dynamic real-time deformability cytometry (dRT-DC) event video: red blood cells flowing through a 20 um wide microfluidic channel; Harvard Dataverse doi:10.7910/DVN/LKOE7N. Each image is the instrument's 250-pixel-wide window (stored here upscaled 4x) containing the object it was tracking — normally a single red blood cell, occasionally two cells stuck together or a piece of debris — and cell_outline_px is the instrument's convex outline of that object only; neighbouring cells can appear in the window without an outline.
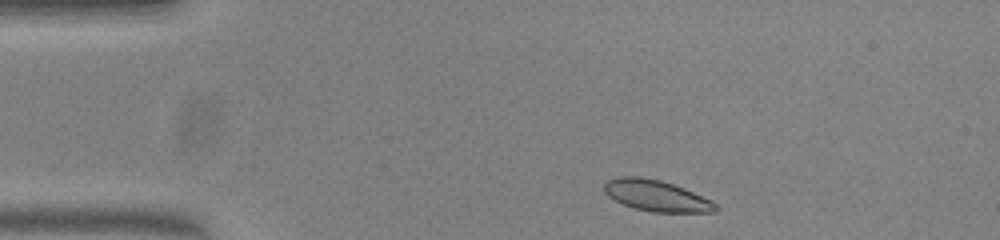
{"species": "common noctule bat (a hibernating species)", "species_latin": "Nyctalus noctula", "temperature_condition": "warm", "stored_images_in_passage": 46, "camera_frame_rate_fps": 3000, "um_per_image_px": 0.085, "animal": {"sex": "female", "body_mass_g": 23.0, "forearm_length_mm": 53.4}, "frame": {"image": 1, "passage_image": 2, "time_ms": 0.333, "image_size_px": [1000, 240], "cell_outline_px": [[720, 208], [716, 212], [652, 212], [636, 208], [624, 204], [608, 196], [604, 192], [604, 180], [616, 176], [640, 176], [660, 180], [684, 188], [712, 200]], "centroid_in_image_um": [55.78, 16.62], "position_along_channel_um": 29.2, "area_um2": 20.35}}
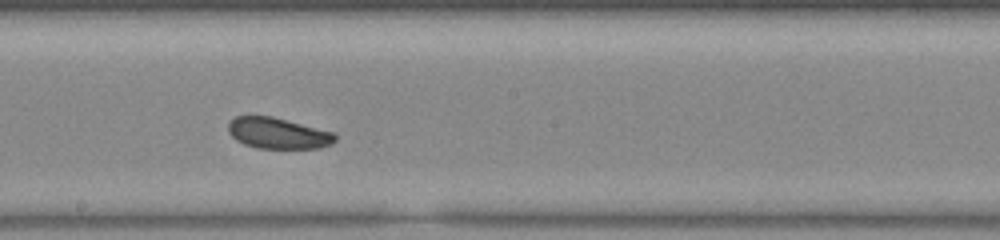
{"frame": {"image": 2, "passage_image": 22, "time_ms": 7.0, "image_size_px": [1000, 240], "cell_outline_px": [[336, 140], [332, 144], [320, 148], [256, 148], [244, 144], [236, 140], [228, 132], [228, 120], [236, 116], [272, 116], [336, 132]], "centroid_in_image_um": [23.64, 11.32], "position_along_channel_um": 224.6, "area_um2": 19.59}}
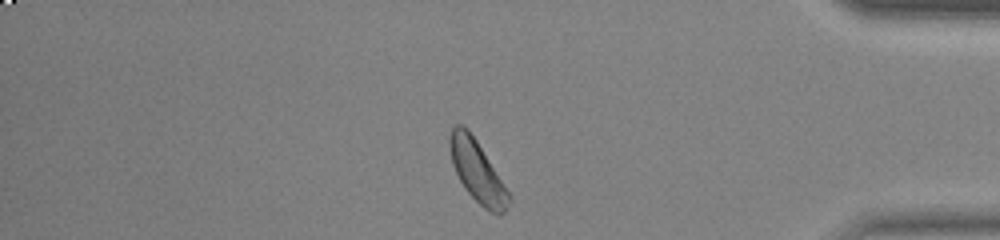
{"frame": {"image": 3, "passage_image": 38, "time_ms": 12.333, "image_size_px": [1000, 240], "cell_outline_px": [[512, 200], [504, 212], [500, 216], [484, 208], [468, 192], [460, 180], [452, 164], [448, 144], [448, 140], [452, 128], [456, 124], [464, 124], [468, 128], [476, 140], [512, 196]], "centroid_in_image_um": [40.57, 14.55], "position_along_channel_um": 394.6, "area_um2": 21.1}, "authors_computed_cell_mechanics": {"area_um2": 20.6057, "velocity_mm_per_s": 3.785, "shape_relaxation_time_tau1_ms": 2.1655, "shape_relaxation_time_tau2_ms": null, "deformation_change_tau1": 0.0721, "deformation_change_tau2": null}}